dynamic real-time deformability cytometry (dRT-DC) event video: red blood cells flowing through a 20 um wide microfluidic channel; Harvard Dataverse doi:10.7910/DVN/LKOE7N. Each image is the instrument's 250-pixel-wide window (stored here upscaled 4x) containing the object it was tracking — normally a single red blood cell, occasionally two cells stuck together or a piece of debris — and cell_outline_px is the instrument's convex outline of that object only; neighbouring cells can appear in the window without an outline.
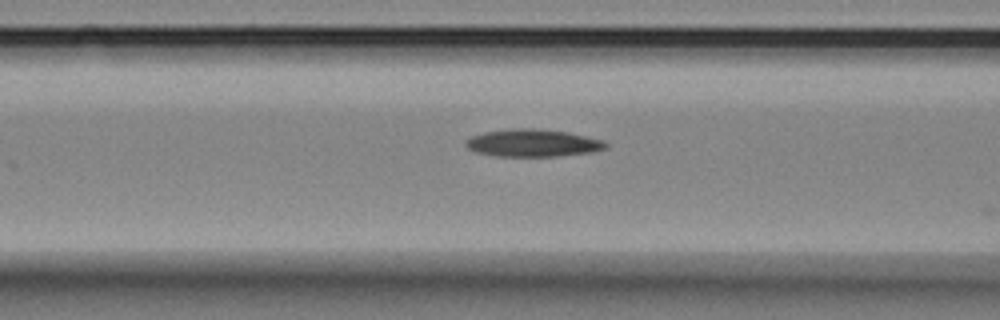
{"species": "Egyptian fruit bat (a non-hibernating species)", "species_latin": "Rousettus aegyptiacus", "temperature_condition": "room temperature", "stored_images_in_passage": 7, "camera_frame_rate_fps": 3000, "um_per_image_px": 0.085, "animal": {"sex": "female"}, "frame": {"image": 1, "passage_image": 6, "time_ms": 1.667, "image_size_px": [1000, 320], "cell_outline_px": [[608, 148], [592, 152], [556, 156], [496, 156], [476, 152], [468, 148], [464, 144], [472, 136], [484, 132], [512, 128], [536, 128], [568, 132], [604, 140], [608, 144]], "centroid_in_image_um": [45.32, 12.15], "position_along_channel_um": 121.3, "area_um2": 22.43}}
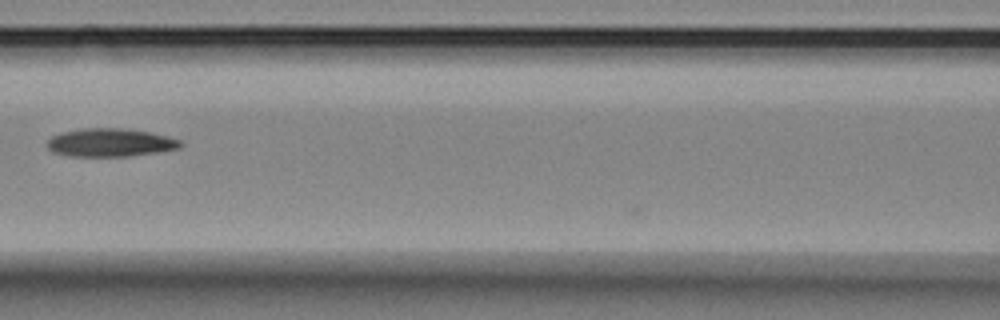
{"frame": {"image": 2, "passage_image": 7, "time_ms": 2.0, "image_size_px": [1000, 320], "cell_outline_px": [[184, 144], [180, 148], [156, 152], [128, 156], [72, 156], [52, 152], [48, 148], [48, 140], [52, 136], [60, 132], [84, 128], [124, 128], [152, 132], [168, 136], [180, 140]], "centroid_in_image_um": [9.39, 12.11], "position_along_channel_um": 157.2, "area_um2": 21.96}}